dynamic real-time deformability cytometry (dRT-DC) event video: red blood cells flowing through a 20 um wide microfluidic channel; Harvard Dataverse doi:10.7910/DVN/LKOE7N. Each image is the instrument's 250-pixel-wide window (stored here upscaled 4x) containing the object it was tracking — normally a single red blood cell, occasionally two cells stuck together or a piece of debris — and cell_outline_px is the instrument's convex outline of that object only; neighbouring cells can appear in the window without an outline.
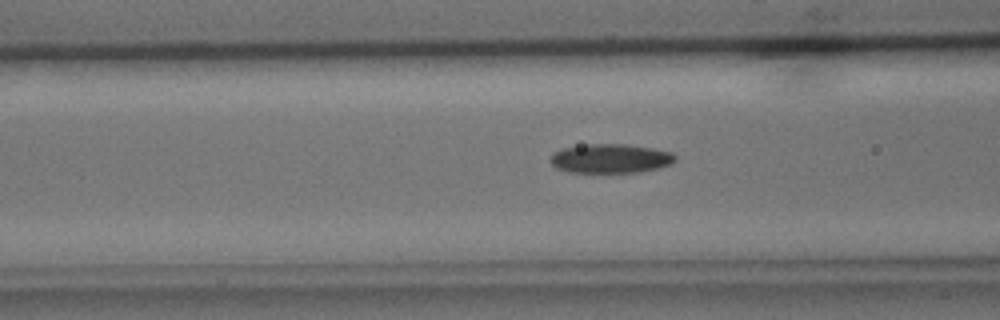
{"species": "common noctule bat (a hibernating species)", "species_latin": "Nyctalus noctula", "temperature_condition": "cold", "stored_images_in_passage": 33, "camera_frame_rate_fps": 3000, "um_per_image_px": 0.085, "animal": {"sex": "male", "body_mass_g": 15.6}, "frame": {"image": 1, "passage_image": 6, "time_ms": 1.667, "image_size_px": [1000, 320], "cell_outline_px": [[676, 160], [672, 164], [640, 172], [568, 172], [556, 168], [552, 164], [552, 156], [560, 148], [588, 144], [624, 144], [652, 148], [672, 152], [676, 156]], "centroid_in_image_um": [51.92, 13.47], "position_along_channel_um": 114.7, "area_um2": 21.1}}
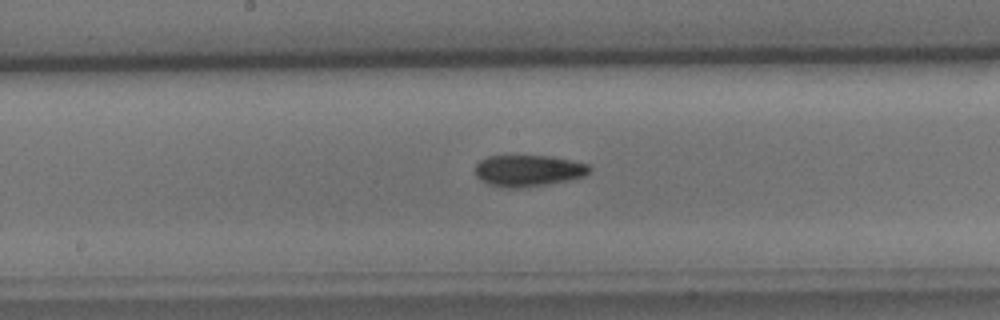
{"frame": {"image": 2, "passage_image": 13, "time_ms": 4.0, "image_size_px": [1000, 320], "cell_outline_px": [[592, 168], [584, 176], [568, 180], [548, 184], [520, 188], [504, 188], [488, 184], [480, 180], [476, 176], [476, 164], [480, 160], [488, 156], [548, 156], [588, 164]], "centroid_in_image_um": [44.87, 14.52], "position_along_channel_um": 203.3, "area_um2": 20.87}}
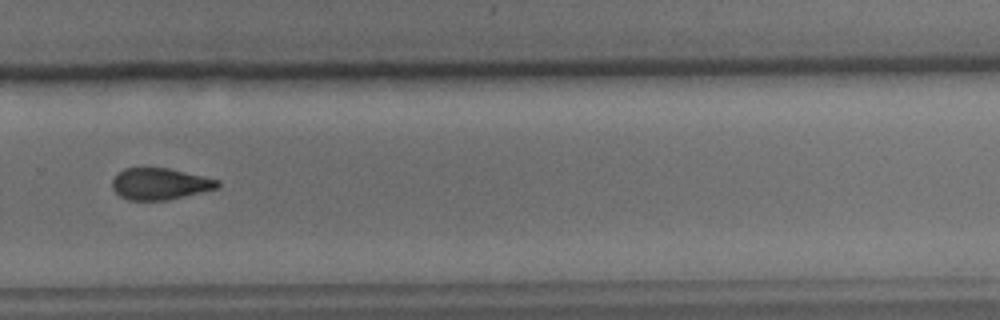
{"frame": {"image": 3, "passage_image": 22, "time_ms": 7.0, "image_size_px": [1000, 320], "cell_outline_px": [[220, 188], [184, 196], [164, 200], [128, 200], [120, 196], [112, 188], [112, 180], [124, 168], [144, 164], [168, 168], [220, 180]], "centroid_in_image_um": [13.57, 15.58], "position_along_channel_um": 316.2, "area_um2": 19.88}}